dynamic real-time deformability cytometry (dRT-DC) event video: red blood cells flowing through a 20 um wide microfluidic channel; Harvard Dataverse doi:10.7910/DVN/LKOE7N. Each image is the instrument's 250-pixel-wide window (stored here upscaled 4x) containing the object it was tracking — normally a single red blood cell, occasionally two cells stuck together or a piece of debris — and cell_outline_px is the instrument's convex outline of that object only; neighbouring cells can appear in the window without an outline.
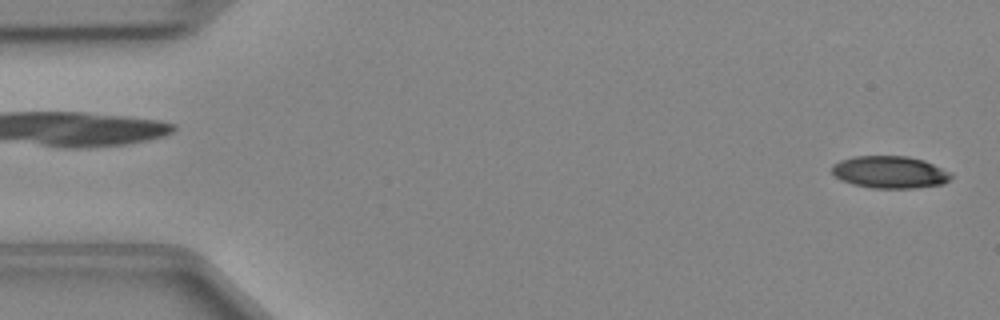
{"species": "Egyptian fruit bat (a non-hibernating species)", "species_latin": "Rousettus aegyptiacus", "temperature_condition": "cold", "stored_images_in_passage": 47, "camera_frame_rate_fps": 3000, "um_per_image_px": 0.085, "animal": {"sex": "female"}, "frame": {"image": 1, "passage_image": 1, "time_ms": 0.0, "image_size_px": [1000, 320], "cell_outline_px": [[952, 176], [944, 184], [916, 188], [872, 188], [852, 184], [840, 180], [832, 172], [832, 164], [840, 160], [852, 156], [908, 156], [924, 160], [952, 172]], "centroid_in_image_um": [75.64, 14.63], "position_along_channel_um": 9.4, "area_um2": 22.6}}
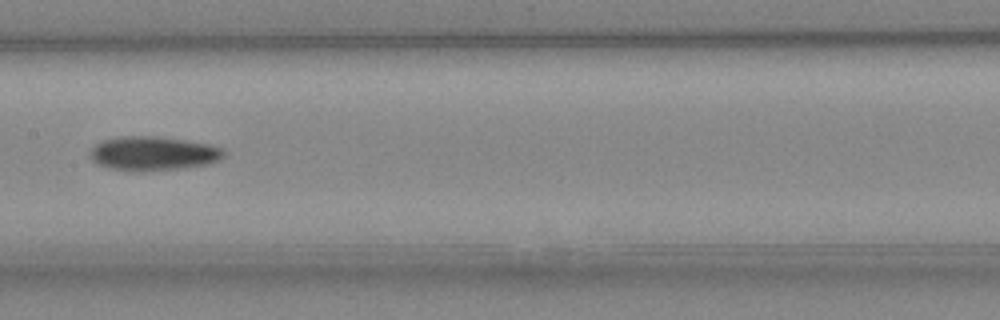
{"frame": {"image": 2, "passage_image": 23, "time_ms": 7.333, "image_size_px": [1000, 320], "cell_outline_px": [[224, 156], [208, 164], [184, 168], [136, 172], [128, 172], [108, 168], [92, 160], [92, 148], [96, 144], [104, 140], [120, 136], [156, 136], [184, 140], [208, 144], [224, 148]], "centroid_in_image_um": [13.02, 13.06], "position_along_channel_um": 194.4, "area_um2": 26.53}}
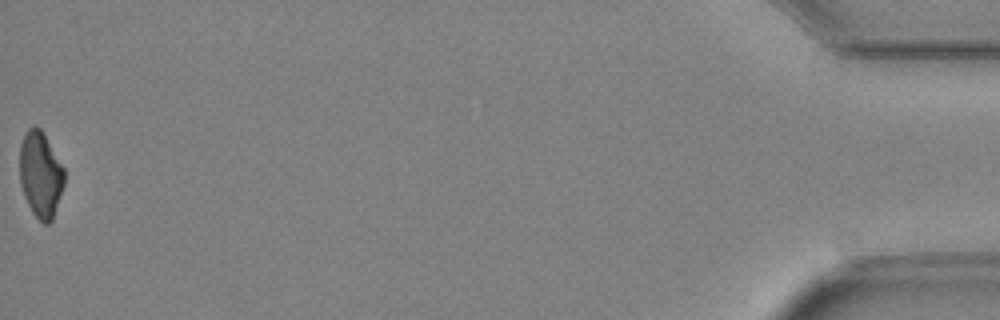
{"frame": {"image": 3, "passage_image": 47, "time_ms": 15.333, "image_size_px": [1000, 320], "cell_outline_px": [[64, 184], [52, 220], [48, 224], [44, 224], [32, 212], [24, 196], [20, 184], [20, 144], [28, 128], [40, 128], [64, 168]], "centroid_in_image_um": [3.44, 14.86], "position_along_channel_um": 431.8, "area_um2": 21.96}}